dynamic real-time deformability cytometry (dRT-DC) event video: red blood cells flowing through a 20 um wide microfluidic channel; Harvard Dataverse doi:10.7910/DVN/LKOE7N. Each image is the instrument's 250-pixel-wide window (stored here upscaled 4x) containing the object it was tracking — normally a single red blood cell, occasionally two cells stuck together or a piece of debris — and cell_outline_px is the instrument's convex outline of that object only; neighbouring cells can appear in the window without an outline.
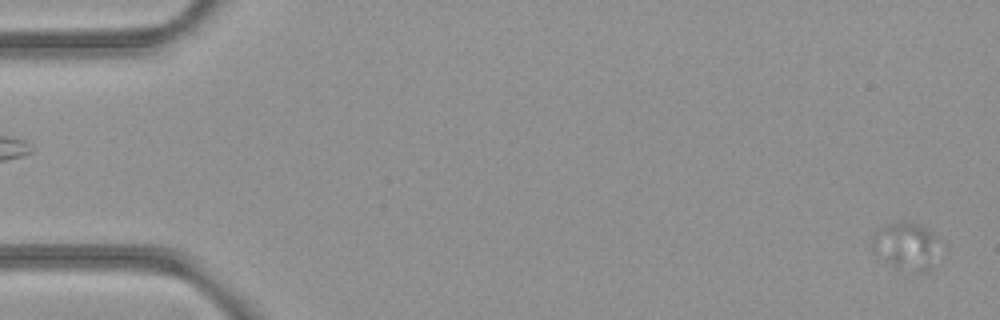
{"species": "common noctule bat (a hibernating species)", "species_latin": "Nyctalus noctula", "temperature_condition": "room temperature", "stored_images_in_passage": 5, "camera_frame_rate_fps": 3000, "um_per_image_px": 0.085, "animal": {"sex": "female", "body_mass_g": 21.9}, "frame": {"image": 1, "passage_image": 1, "time_ms": 0.0, "image_size_px": [1000, 320], "cell_outline_px": [[932, 236], [928, 268], [924, 272], [920, 272], [896, 268], [876, 252], [872, 248], [872, 236], [880, 228], [888, 224], [904, 220], [916, 224], [932, 232]], "centroid_in_image_um": [76.84, 20.86], "position_along_channel_um": 8.2, "area_um2": 16.82}}
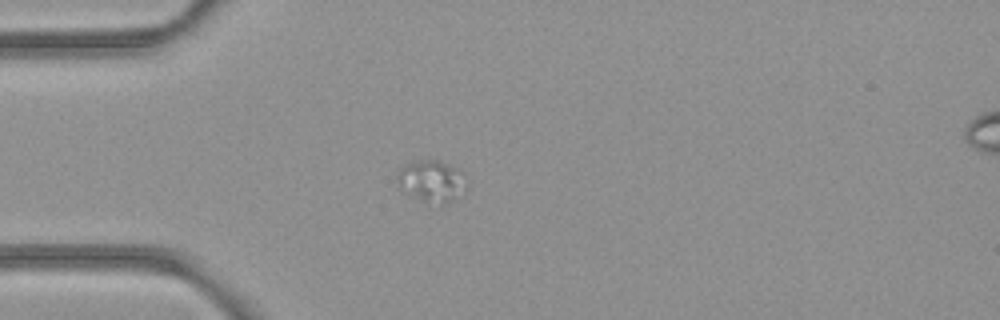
{"frame": {"image": 2, "passage_image": 5, "time_ms": 1.333, "image_size_px": [1000, 320], "cell_outline_px": [[468, 192], [448, 204], [440, 204], [408, 196], [400, 192], [396, 176], [400, 168], [416, 160], [436, 160], [456, 168], [460, 172], [468, 184]], "centroid_in_image_um": [36.7, 15.44], "position_along_channel_um": 48.3, "area_um2": 17.22}}